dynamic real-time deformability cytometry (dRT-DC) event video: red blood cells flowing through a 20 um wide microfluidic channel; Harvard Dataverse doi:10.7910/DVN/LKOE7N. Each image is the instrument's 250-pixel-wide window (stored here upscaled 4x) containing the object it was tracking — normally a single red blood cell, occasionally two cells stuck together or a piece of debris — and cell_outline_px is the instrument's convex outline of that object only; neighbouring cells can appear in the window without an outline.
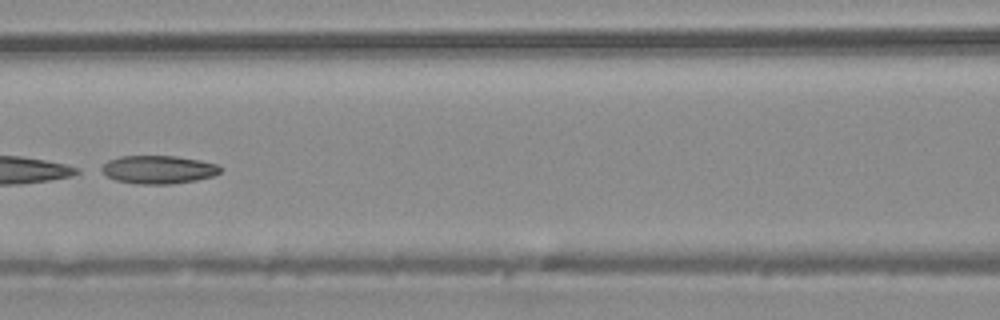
{"species": "common noctule bat (a hibernating species)", "species_latin": "Nyctalus noctula", "temperature_condition": "warm", "stored_images_in_passage": 45, "camera_frame_rate_fps": 3000, "um_per_image_px": 0.085, "animal": {"sex": "male", "body_mass_g": 20.4}, "frame": {"image": 1, "passage_image": 20, "time_ms": 6.333, "image_size_px": [1000, 320], "cell_outline_px": [[220, 172], [212, 176], [196, 180], [172, 184], [140, 184], [116, 180], [108, 176], [96, 168], [108, 160], [120, 156], [176, 156], [200, 160], [216, 164], [220, 168]], "centroid_in_image_um": [13.4, 14.41], "position_along_channel_um": 153.2, "area_um2": 19.54}}